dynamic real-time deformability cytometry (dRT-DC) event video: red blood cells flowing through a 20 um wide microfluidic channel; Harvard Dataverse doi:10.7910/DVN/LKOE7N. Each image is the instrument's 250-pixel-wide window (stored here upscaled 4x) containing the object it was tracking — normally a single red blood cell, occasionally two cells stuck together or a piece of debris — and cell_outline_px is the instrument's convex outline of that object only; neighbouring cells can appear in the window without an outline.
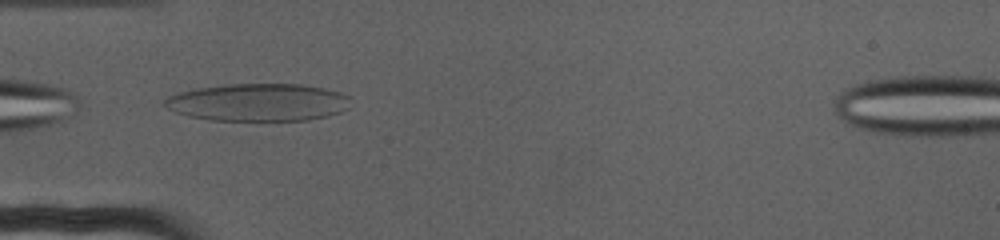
{"species": "human", "species_latin": "Homo sapiens", "temperature_condition": "cold", "stored_images_in_passage": 48, "camera_frame_rate_fps": 3000, "um_per_image_px": 0.085, "donor": {"sex": "female"}, "frame": {"image": 1, "passage_image": 1, "time_ms": 0.0, "image_size_px": [1000, 240], "cell_outline_px": [[348, 108], [340, 112], [328, 116], [308, 120], [212, 120], [188, 116], [176, 112], [160, 104], [168, 96], [180, 92], [200, 88], [232, 84], [300, 84], [324, 88], [340, 92], [348, 96]], "centroid_in_image_um": [21.94, 8.7], "position_along_channel_um": 63.1, "area_um2": 40.52}}
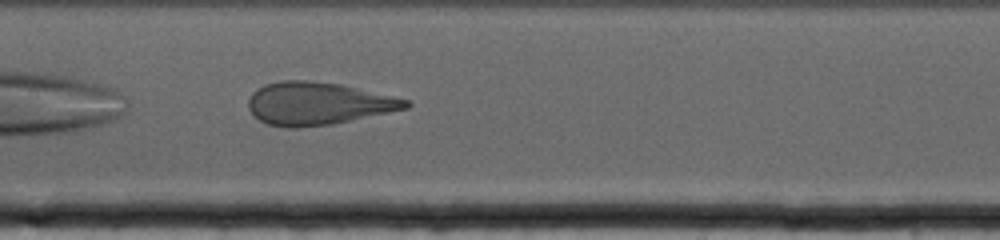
{"frame": {"image": 2, "passage_image": 14, "time_ms": 4.333, "image_size_px": [1000, 240], "cell_outline_px": [[412, 104], [408, 108], [332, 124], [296, 128], [288, 128], [268, 124], [260, 120], [248, 108], [248, 100], [252, 92], [256, 88], [264, 84], [280, 80], [308, 80], [340, 84], [408, 100]], "centroid_in_image_um": [26.98, 8.79], "position_along_channel_um": 180.4, "area_um2": 38.96}}
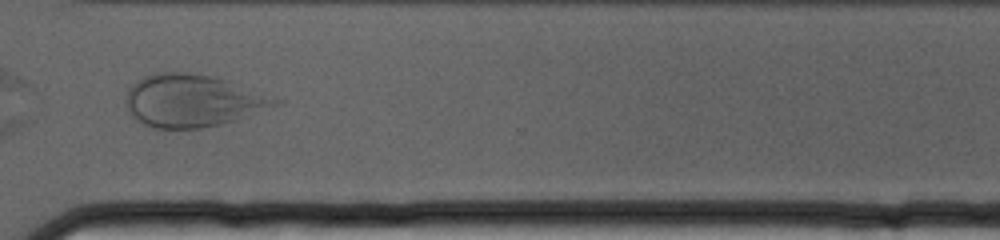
{"frame": {"image": 3, "passage_image": 33, "time_ms": 10.667, "image_size_px": [1000, 240], "cell_outline_px": [[284, 104], [236, 120], [220, 124], [200, 128], [152, 128], [144, 124], [132, 116], [128, 112], [124, 104], [124, 100], [128, 88], [136, 80], [144, 76], [160, 72], [184, 72], [208, 76], [228, 80], [284, 100]], "centroid_in_image_um": [16.38, 8.56], "position_along_channel_um": 354.2, "area_um2": 46.01}}